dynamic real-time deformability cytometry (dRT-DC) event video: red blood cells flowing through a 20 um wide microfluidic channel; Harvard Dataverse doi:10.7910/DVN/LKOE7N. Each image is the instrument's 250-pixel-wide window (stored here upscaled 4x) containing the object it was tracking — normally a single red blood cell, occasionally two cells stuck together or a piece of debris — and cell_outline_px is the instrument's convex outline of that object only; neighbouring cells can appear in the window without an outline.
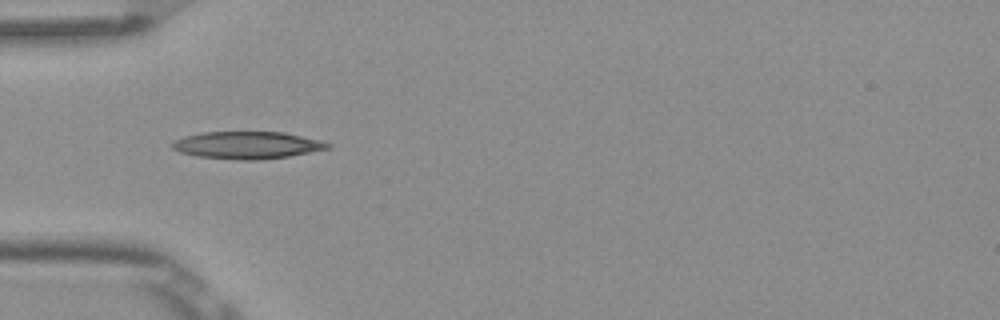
{"species": "Egyptian fruit bat (a non-hibernating species)", "species_latin": "Rousettus aegyptiacus", "temperature_condition": "room temperature", "stored_images_in_passage": 8, "camera_frame_rate_fps": 3000, "um_per_image_px": 0.085, "frame": {"image": 1, "passage_image": 5, "time_ms": 1.333, "image_size_px": [1000, 320], "cell_outline_px": [[332, 148], [288, 156], [260, 160], [236, 160], [196, 156], [180, 152], [172, 148], [172, 144], [176, 140], [184, 136], [200, 132], [284, 132], [320, 140], [332, 144]], "centroid_in_image_um": [21.03, 12.34], "position_along_channel_um": 64.0, "area_um2": 24.8}}
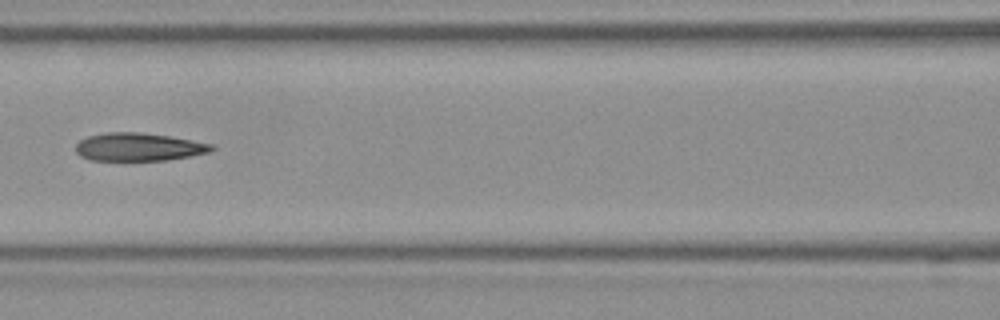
{"frame": {"image": 2, "passage_image": 7, "time_ms": 2.0, "image_size_px": [1000, 320], "cell_outline_px": [[216, 148], [208, 152], [192, 156], [168, 160], [88, 160], [80, 156], [76, 152], [76, 144], [80, 140], [88, 136], [104, 132], [140, 132], [168, 136], [216, 144]], "centroid_in_image_um": [11.8, 12.49], "position_along_channel_um": 154.8, "area_um2": 22.37}}
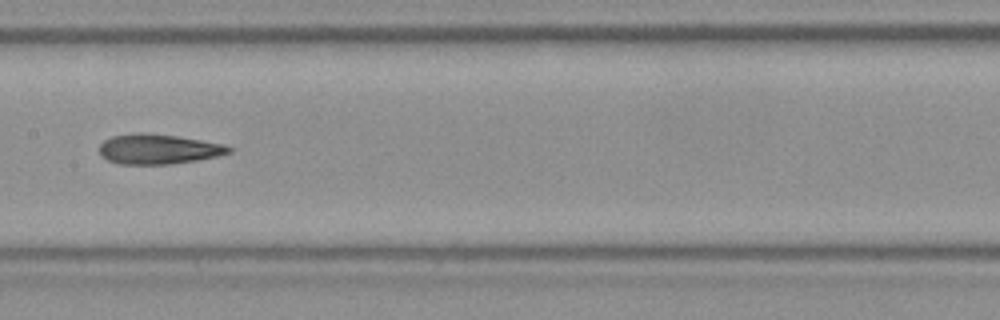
{"frame": {"image": 3, "passage_image": 8, "time_ms": 2.333, "image_size_px": [1000, 320], "cell_outline_px": [[236, 148], [232, 152], [216, 156], [196, 160], [172, 164], [120, 164], [108, 160], [100, 152], [100, 144], [104, 140], [112, 136], [136, 132], [144, 132], [176, 136], [224, 144]], "centroid_in_image_um": [13.49, 12.66], "position_along_channel_um": 193.9, "area_um2": 22.6}}